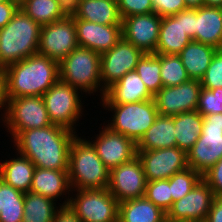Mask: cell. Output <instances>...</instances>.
Returning <instances> with one entry per match:
<instances>
[{
	"mask_svg": "<svg viewBox=\"0 0 222 222\" xmlns=\"http://www.w3.org/2000/svg\"><path fill=\"white\" fill-rule=\"evenodd\" d=\"M77 132L52 124L21 131L14 139L16 153L27 157L35 167L68 171L69 150Z\"/></svg>",
	"mask_w": 222,
	"mask_h": 222,
	"instance_id": "1",
	"label": "cell"
},
{
	"mask_svg": "<svg viewBox=\"0 0 222 222\" xmlns=\"http://www.w3.org/2000/svg\"><path fill=\"white\" fill-rule=\"evenodd\" d=\"M2 72L9 99L42 96L59 80V63L37 53L7 66Z\"/></svg>",
	"mask_w": 222,
	"mask_h": 222,
	"instance_id": "2",
	"label": "cell"
},
{
	"mask_svg": "<svg viewBox=\"0 0 222 222\" xmlns=\"http://www.w3.org/2000/svg\"><path fill=\"white\" fill-rule=\"evenodd\" d=\"M41 26L20 8L0 29V71L38 53Z\"/></svg>",
	"mask_w": 222,
	"mask_h": 222,
	"instance_id": "3",
	"label": "cell"
},
{
	"mask_svg": "<svg viewBox=\"0 0 222 222\" xmlns=\"http://www.w3.org/2000/svg\"><path fill=\"white\" fill-rule=\"evenodd\" d=\"M109 173L90 140L76 135L70 146L68 162L72 190L107 189Z\"/></svg>",
	"mask_w": 222,
	"mask_h": 222,
	"instance_id": "4",
	"label": "cell"
},
{
	"mask_svg": "<svg viewBox=\"0 0 222 222\" xmlns=\"http://www.w3.org/2000/svg\"><path fill=\"white\" fill-rule=\"evenodd\" d=\"M100 61V53L78 46L59 62V79L78 89L81 95L100 90L102 99L106 90L101 87Z\"/></svg>",
	"mask_w": 222,
	"mask_h": 222,
	"instance_id": "5",
	"label": "cell"
},
{
	"mask_svg": "<svg viewBox=\"0 0 222 222\" xmlns=\"http://www.w3.org/2000/svg\"><path fill=\"white\" fill-rule=\"evenodd\" d=\"M102 106L114 112L111 115L113 116L111 122L106 126L114 132L125 135L136 144L159 115L154 99L127 104H102Z\"/></svg>",
	"mask_w": 222,
	"mask_h": 222,
	"instance_id": "6",
	"label": "cell"
},
{
	"mask_svg": "<svg viewBox=\"0 0 222 222\" xmlns=\"http://www.w3.org/2000/svg\"><path fill=\"white\" fill-rule=\"evenodd\" d=\"M59 206H69L82 222H118L119 202L108 189H82ZM70 197V198H69Z\"/></svg>",
	"mask_w": 222,
	"mask_h": 222,
	"instance_id": "7",
	"label": "cell"
},
{
	"mask_svg": "<svg viewBox=\"0 0 222 222\" xmlns=\"http://www.w3.org/2000/svg\"><path fill=\"white\" fill-rule=\"evenodd\" d=\"M222 158V113L203 116L202 132L187 152L188 167L204 175Z\"/></svg>",
	"mask_w": 222,
	"mask_h": 222,
	"instance_id": "8",
	"label": "cell"
},
{
	"mask_svg": "<svg viewBox=\"0 0 222 222\" xmlns=\"http://www.w3.org/2000/svg\"><path fill=\"white\" fill-rule=\"evenodd\" d=\"M78 89L60 79L43 95V101L52 124L75 131L79 118L82 117V101ZM75 125V126H74Z\"/></svg>",
	"mask_w": 222,
	"mask_h": 222,
	"instance_id": "9",
	"label": "cell"
},
{
	"mask_svg": "<svg viewBox=\"0 0 222 222\" xmlns=\"http://www.w3.org/2000/svg\"><path fill=\"white\" fill-rule=\"evenodd\" d=\"M52 125L42 96L9 99L5 126L14 139L21 131ZM9 130V131H8Z\"/></svg>",
	"mask_w": 222,
	"mask_h": 222,
	"instance_id": "10",
	"label": "cell"
},
{
	"mask_svg": "<svg viewBox=\"0 0 222 222\" xmlns=\"http://www.w3.org/2000/svg\"><path fill=\"white\" fill-rule=\"evenodd\" d=\"M74 18H65L41 26L38 54L61 62L78 47Z\"/></svg>",
	"mask_w": 222,
	"mask_h": 222,
	"instance_id": "11",
	"label": "cell"
},
{
	"mask_svg": "<svg viewBox=\"0 0 222 222\" xmlns=\"http://www.w3.org/2000/svg\"><path fill=\"white\" fill-rule=\"evenodd\" d=\"M145 53L123 38L110 50L101 54L100 78L105 90L120 80L125 74L134 71Z\"/></svg>",
	"mask_w": 222,
	"mask_h": 222,
	"instance_id": "12",
	"label": "cell"
},
{
	"mask_svg": "<svg viewBox=\"0 0 222 222\" xmlns=\"http://www.w3.org/2000/svg\"><path fill=\"white\" fill-rule=\"evenodd\" d=\"M146 178L138 156L110 170L108 191L122 202L145 195Z\"/></svg>",
	"mask_w": 222,
	"mask_h": 222,
	"instance_id": "13",
	"label": "cell"
},
{
	"mask_svg": "<svg viewBox=\"0 0 222 222\" xmlns=\"http://www.w3.org/2000/svg\"><path fill=\"white\" fill-rule=\"evenodd\" d=\"M201 88L200 80L195 79L177 86L162 87L153 98L159 115L172 117L196 111Z\"/></svg>",
	"mask_w": 222,
	"mask_h": 222,
	"instance_id": "14",
	"label": "cell"
},
{
	"mask_svg": "<svg viewBox=\"0 0 222 222\" xmlns=\"http://www.w3.org/2000/svg\"><path fill=\"white\" fill-rule=\"evenodd\" d=\"M214 199L212 189L201 179L167 212V222H205Z\"/></svg>",
	"mask_w": 222,
	"mask_h": 222,
	"instance_id": "15",
	"label": "cell"
},
{
	"mask_svg": "<svg viewBox=\"0 0 222 222\" xmlns=\"http://www.w3.org/2000/svg\"><path fill=\"white\" fill-rule=\"evenodd\" d=\"M146 181L169 179L188 167L187 153L178 147L137 151Z\"/></svg>",
	"mask_w": 222,
	"mask_h": 222,
	"instance_id": "16",
	"label": "cell"
},
{
	"mask_svg": "<svg viewBox=\"0 0 222 222\" xmlns=\"http://www.w3.org/2000/svg\"><path fill=\"white\" fill-rule=\"evenodd\" d=\"M162 17L156 13L128 16L122 19V38L144 53H155Z\"/></svg>",
	"mask_w": 222,
	"mask_h": 222,
	"instance_id": "17",
	"label": "cell"
},
{
	"mask_svg": "<svg viewBox=\"0 0 222 222\" xmlns=\"http://www.w3.org/2000/svg\"><path fill=\"white\" fill-rule=\"evenodd\" d=\"M96 140L90 141L97 155L109 169L126 163L137 156V144L123 134L112 131L107 126L102 127Z\"/></svg>",
	"mask_w": 222,
	"mask_h": 222,
	"instance_id": "18",
	"label": "cell"
},
{
	"mask_svg": "<svg viewBox=\"0 0 222 222\" xmlns=\"http://www.w3.org/2000/svg\"><path fill=\"white\" fill-rule=\"evenodd\" d=\"M77 42L80 47L89 48L97 53H104L115 46L122 38V25H102L76 18Z\"/></svg>",
	"mask_w": 222,
	"mask_h": 222,
	"instance_id": "19",
	"label": "cell"
},
{
	"mask_svg": "<svg viewBox=\"0 0 222 222\" xmlns=\"http://www.w3.org/2000/svg\"><path fill=\"white\" fill-rule=\"evenodd\" d=\"M154 96L148 91L139 74L134 70L106 89L101 104H127L148 101Z\"/></svg>",
	"mask_w": 222,
	"mask_h": 222,
	"instance_id": "20",
	"label": "cell"
},
{
	"mask_svg": "<svg viewBox=\"0 0 222 222\" xmlns=\"http://www.w3.org/2000/svg\"><path fill=\"white\" fill-rule=\"evenodd\" d=\"M195 42L222 49V10L220 7L195 8Z\"/></svg>",
	"mask_w": 222,
	"mask_h": 222,
	"instance_id": "21",
	"label": "cell"
},
{
	"mask_svg": "<svg viewBox=\"0 0 222 222\" xmlns=\"http://www.w3.org/2000/svg\"><path fill=\"white\" fill-rule=\"evenodd\" d=\"M192 39L182 27V11L161 19L159 40L154 54L178 55Z\"/></svg>",
	"mask_w": 222,
	"mask_h": 222,
	"instance_id": "22",
	"label": "cell"
},
{
	"mask_svg": "<svg viewBox=\"0 0 222 222\" xmlns=\"http://www.w3.org/2000/svg\"><path fill=\"white\" fill-rule=\"evenodd\" d=\"M30 192L40 194L52 199L53 201H57V199H60L62 195L73 194L69 182L68 171L49 170L35 167Z\"/></svg>",
	"mask_w": 222,
	"mask_h": 222,
	"instance_id": "23",
	"label": "cell"
},
{
	"mask_svg": "<svg viewBox=\"0 0 222 222\" xmlns=\"http://www.w3.org/2000/svg\"><path fill=\"white\" fill-rule=\"evenodd\" d=\"M71 13L78 19L102 25H122L118 5L109 0H78Z\"/></svg>",
	"mask_w": 222,
	"mask_h": 222,
	"instance_id": "24",
	"label": "cell"
},
{
	"mask_svg": "<svg viewBox=\"0 0 222 222\" xmlns=\"http://www.w3.org/2000/svg\"><path fill=\"white\" fill-rule=\"evenodd\" d=\"M118 222H167V213L143 196L119 203Z\"/></svg>",
	"mask_w": 222,
	"mask_h": 222,
	"instance_id": "25",
	"label": "cell"
},
{
	"mask_svg": "<svg viewBox=\"0 0 222 222\" xmlns=\"http://www.w3.org/2000/svg\"><path fill=\"white\" fill-rule=\"evenodd\" d=\"M177 147L173 116L158 115L155 122L137 143V151Z\"/></svg>",
	"mask_w": 222,
	"mask_h": 222,
	"instance_id": "26",
	"label": "cell"
},
{
	"mask_svg": "<svg viewBox=\"0 0 222 222\" xmlns=\"http://www.w3.org/2000/svg\"><path fill=\"white\" fill-rule=\"evenodd\" d=\"M213 46L191 41L178 54L190 79L201 80L216 51Z\"/></svg>",
	"mask_w": 222,
	"mask_h": 222,
	"instance_id": "27",
	"label": "cell"
},
{
	"mask_svg": "<svg viewBox=\"0 0 222 222\" xmlns=\"http://www.w3.org/2000/svg\"><path fill=\"white\" fill-rule=\"evenodd\" d=\"M15 157L0 164V179L24 193L29 192L35 165L25 156Z\"/></svg>",
	"mask_w": 222,
	"mask_h": 222,
	"instance_id": "28",
	"label": "cell"
},
{
	"mask_svg": "<svg viewBox=\"0 0 222 222\" xmlns=\"http://www.w3.org/2000/svg\"><path fill=\"white\" fill-rule=\"evenodd\" d=\"M176 145L186 153L195 145L203 127V116L196 111H187L173 116Z\"/></svg>",
	"mask_w": 222,
	"mask_h": 222,
	"instance_id": "29",
	"label": "cell"
},
{
	"mask_svg": "<svg viewBox=\"0 0 222 222\" xmlns=\"http://www.w3.org/2000/svg\"><path fill=\"white\" fill-rule=\"evenodd\" d=\"M19 8L40 26L61 20L69 14L59 0H23Z\"/></svg>",
	"mask_w": 222,
	"mask_h": 222,
	"instance_id": "30",
	"label": "cell"
},
{
	"mask_svg": "<svg viewBox=\"0 0 222 222\" xmlns=\"http://www.w3.org/2000/svg\"><path fill=\"white\" fill-rule=\"evenodd\" d=\"M52 199L33 192H26L22 222H53L59 206Z\"/></svg>",
	"mask_w": 222,
	"mask_h": 222,
	"instance_id": "31",
	"label": "cell"
},
{
	"mask_svg": "<svg viewBox=\"0 0 222 222\" xmlns=\"http://www.w3.org/2000/svg\"><path fill=\"white\" fill-rule=\"evenodd\" d=\"M25 193L0 179V222H22Z\"/></svg>",
	"mask_w": 222,
	"mask_h": 222,
	"instance_id": "32",
	"label": "cell"
},
{
	"mask_svg": "<svg viewBox=\"0 0 222 222\" xmlns=\"http://www.w3.org/2000/svg\"><path fill=\"white\" fill-rule=\"evenodd\" d=\"M160 68L161 54L145 53L135 69L153 96L163 87Z\"/></svg>",
	"mask_w": 222,
	"mask_h": 222,
	"instance_id": "33",
	"label": "cell"
},
{
	"mask_svg": "<svg viewBox=\"0 0 222 222\" xmlns=\"http://www.w3.org/2000/svg\"><path fill=\"white\" fill-rule=\"evenodd\" d=\"M160 70L163 87L177 86L190 79L179 55L161 54Z\"/></svg>",
	"mask_w": 222,
	"mask_h": 222,
	"instance_id": "34",
	"label": "cell"
},
{
	"mask_svg": "<svg viewBox=\"0 0 222 222\" xmlns=\"http://www.w3.org/2000/svg\"><path fill=\"white\" fill-rule=\"evenodd\" d=\"M201 179L202 175L191 167H187L172 175L169 178L172 205L173 202L180 200L189 193Z\"/></svg>",
	"mask_w": 222,
	"mask_h": 222,
	"instance_id": "35",
	"label": "cell"
},
{
	"mask_svg": "<svg viewBox=\"0 0 222 222\" xmlns=\"http://www.w3.org/2000/svg\"><path fill=\"white\" fill-rule=\"evenodd\" d=\"M144 196L167 213L172 207L169 179L147 181Z\"/></svg>",
	"mask_w": 222,
	"mask_h": 222,
	"instance_id": "36",
	"label": "cell"
},
{
	"mask_svg": "<svg viewBox=\"0 0 222 222\" xmlns=\"http://www.w3.org/2000/svg\"><path fill=\"white\" fill-rule=\"evenodd\" d=\"M196 110L202 116L222 113V87L211 90L202 87Z\"/></svg>",
	"mask_w": 222,
	"mask_h": 222,
	"instance_id": "37",
	"label": "cell"
},
{
	"mask_svg": "<svg viewBox=\"0 0 222 222\" xmlns=\"http://www.w3.org/2000/svg\"><path fill=\"white\" fill-rule=\"evenodd\" d=\"M200 82L201 86L208 90L222 87V49L216 51Z\"/></svg>",
	"mask_w": 222,
	"mask_h": 222,
	"instance_id": "38",
	"label": "cell"
},
{
	"mask_svg": "<svg viewBox=\"0 0 222 222\" xmlns=\"http://www.w3.org/2000/svg\"><path fill=\"white\" fill-rule=\"evenodd\" d=\"M117 5L121 19L133 15L153 13L152 0H119Z\"/></svg>",
	"mask_w": 222,
	"mask_h": 222,
	"instance_id": "39",
	"label": "cell"
},
{
	"mask_svg": "<svg viewBox=\"0 0 222 222\" xmlns=\"http://www.w3.org/2000/svg\"><path fill=\"white\" fill-rule=\"evenodd\" d=\"M153 12L161 17L171 16L187 9L184 0H152Z\"/></svg>",
	"mask_w": 222,
	"mask_h": 222,
	"instance_id": "40",
	"label": "cell"
},
{
	"mask_svg": "<svg viewBox=\"0 0 222 222\" xmlns=\"http://www.w3.org/2000/svg\"><path fill=\"white\" fill-rule=\"evenodd\" d=\"M202 179L212 189L214 197H222V158L202 175Z\"/></svg>",
	"mask_w": 222,
	"mask_h": 222,
	"instance_id": "41",
	"label": "cell"
},
{
	"mask_svg": "<svg viewBox=\"0 0 222 222\" xmlns=\"http://www.w3.org/2000/svg\"><path fill=\"white\" fill-rule=\"evenodd\" d=\"M19 9V3L15 0L0 2V29L5 27Z\"/></svg>",
	"mask_w": 222,
	"mask_h": 222,
	"instance_id": "42",
	"label": "cell"
},
{
	"mask_svg": "<svg viewBox=\"0 0 222 222\" xmlns=\"http://www.w3.org/2000/svg\"><path fill=\"white\" fill-rule=\"evenodd\" d=\"M182 27L192 41H195V8L182 11Z\"/></svg>",
	"mask_w": 222,
	"mask_h": 222,
	"instance_id": "43",
	"label": "cell"
},
{
	"mask_svg": "<svg viewBox=\"0 0 222 222\" xmlns=\"http://www.w3.org/2000/svg\"><path fill=\"white\" fill-rule=\"evenodd\" d=\"M9 98L7 92L6 78L4 73L0 71V110L3 109L2 121L5 124L8 113Z\"/></svg>",
	"mask_w": 222,
	"mask_h": 222,
	"instance_id": "44",
	"label": "cell"
},
{
	"mask_svg": "<svg viewBox=\"0 0 222 222\" xmlns=\"http://www.w3.org/2000/svg\"><path fill=\"white\" fill-rule=\"evenodd\" d=\"M53 222H82L69 206H60L54 216Z\"/></svg>",
	"mask_w": 222,
	"mask_h": 222,
	"instance_id": "45",
	"label": "cell"
},
{
	"mask_svg": "<svg viewBox=\"0 0 222 222\" xmlns=\"http://www.w3.org/2000/svg\"><path fill=\"white\" fill-rule=\"evenodd\" d=\"M205 222H222V197H214Z\"/></svg>",
	"mask_w": 222,
	"mask_h": 222,
	"instance_id": "46",
	"label": "cell"
},
{
	"mask_svg": "<svg viewBox=\"0 0 222 222\" xmlns=\"http://www.w3.org/2000/svg\"><path fill=\"white\" fill-rule=\"evenodd\" d=\"M59 1L69 13L76 7V4L78 2V0H59Z\"/></svg>",
	"mask_w": 222,
	"mask_h": 222,
	"instance_id": "47",
	"label": "cell"
},
{
	"mask_svg": "<svg viewBox=\"0 0 222 222\" xmlns=\"http://www.w3.org/2000/svg\"><path fill=\"white\" fill-rule=\"evenodd\" d=\"M187 8H199L204 6V0H184Z\"/></svg>",
	"mask_w": 222,
	"mask_h": 222,
	"instance_id": "48",
	"label": "cell"
},
{
	"mask_svg": "<svg viewBox=\"0 0 222 222\" xmlns=\"http://www.w3.org/2000/svg\"><path fill=\"white\" fill-rule=\"evenodd\" d=\"M204 6L222 7V0H204Z\"/></svg>",
	"mask_w": 222,
	"mask_h": 222,
	"instance_id": "49",
	"label": "cell"
},
{
	"mask_svg": "<svg viewBox=\"0 0 222 222\" xmlns=\"http://www.w3.org/2000/svg\"><path fill=\"white\" fill-rule=\"evenodd\" d=\"M109 1H112L114 3H118L119 2V0H109Z\"/></svg>",
	"mask_w": 222,
	"mask_h": 222,
	"instance_id": "50",
	"label": "cell"
},
{
	"mask_svg": "<svg viewBox=\"0 0 222 222\" xmlns=\"http://www.w3.org/2000/svg\"><path fill=\"white\" fill-rule=\"evenodd\" d=\"M15 1H17L20 4L23 0H15Z\"/></svg>",
	"mask_w": 222,
	"mask_h": 222,
	"instance_id": "51",
	"label": "cell"
}]
</instances>
